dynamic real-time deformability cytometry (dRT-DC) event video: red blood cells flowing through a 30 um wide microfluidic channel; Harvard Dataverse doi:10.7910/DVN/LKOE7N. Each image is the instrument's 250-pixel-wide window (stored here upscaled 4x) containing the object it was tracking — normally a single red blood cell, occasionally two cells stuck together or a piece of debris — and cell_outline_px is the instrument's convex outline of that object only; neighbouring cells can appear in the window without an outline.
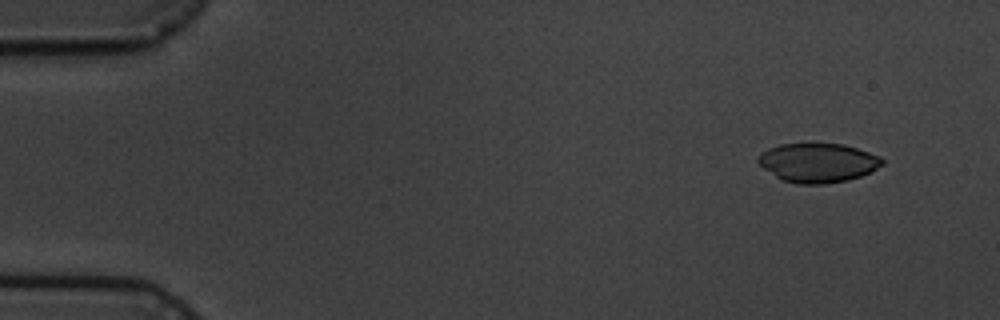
{"species": "common noctule bat (a hibernating species)", "species_latin": "Nyctalus noctula", "temperature_condition": "cold", "stored_images_in_passage": 5, "segment_of_instrument_passage": [2, 2], "camera_frame_rate_fps": 3000, "um_per_image_px": 0.085, "animal": {"sex": "male", "body_mass_g": 19.5, "forearm_length_mm": 54.6}, "frame": {"image": 1, "passage_image": 5, "time_ms": 4.667, "image_size_px": [1000, 320], "cell_outline_px": [[884, 164], [872, 172], [848, 180], [824, 184], [800, 184], [784, 180], [776, 176], [764, 168], [756, 160], [756, 156], [768, 148], [780, 144], [844, 144], [880, 156], [884, 160]], "centroid_in_image_um": [69.54, 13.83], "position_along_channel_um": 15.5, "area_um2": 28.26}}